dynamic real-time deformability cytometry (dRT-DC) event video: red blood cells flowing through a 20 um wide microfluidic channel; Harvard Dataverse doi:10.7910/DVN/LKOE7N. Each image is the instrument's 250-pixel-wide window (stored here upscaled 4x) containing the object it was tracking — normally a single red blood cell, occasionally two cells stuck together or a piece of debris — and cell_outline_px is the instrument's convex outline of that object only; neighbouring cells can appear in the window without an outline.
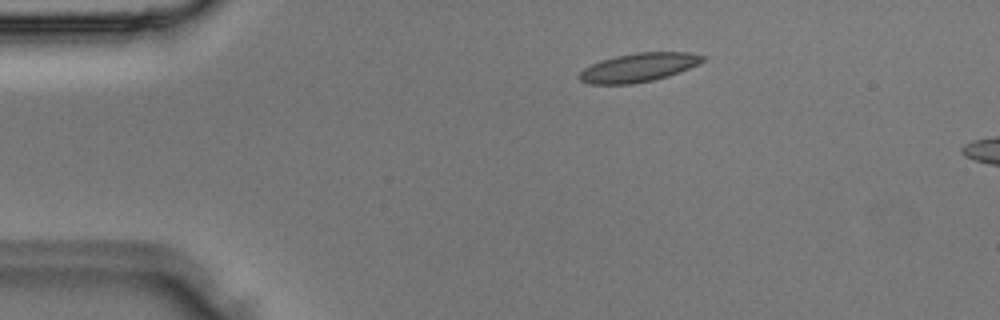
{"species": "Egyptian fruit bat (a non-hibernating species)", "species_latin": "Rousettus aegyptiacus", "temperature_condition": "room temperature", "stored_images_in_passage": 2, "camera_frame_rate_fps": 3000, "um_per_image_px": 0.085, "animal": {"sex": "male"}, "frame": {"image": 1, "passage_image": 2, "time_ms": 0.333, "image_size_px": [1000, 320], "cell_outline_px": [[704, 60], [680, 72], [668, 76], [652, 80], [632, 84], [588, 84], [580, 80], [580, 72], [584, 68], [592, 64], [616, 56], [636, 52], [688, 52], [704, 56]], "centroid_in_image_um": [54.27, 5.74], "position_along_channel_um": 30.7, "area_um2": 20.35}}